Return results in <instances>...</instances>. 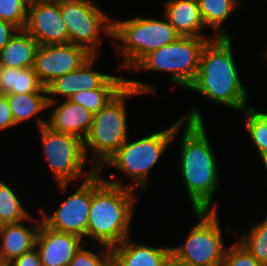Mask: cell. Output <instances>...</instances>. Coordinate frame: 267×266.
<instances>
[{
	"instance_id": "obj_1",
	"label": "cell",
	"mask_w": 267,
	"mask_h": 266,
	"mask_svg": "<svg viewBox=\"0 0 267 266\" xmlns=\"http://www.w3.org/2000/svg\"><path fill=\"white\" fill-rule=\"evenodd\" d=\"M183 130L179 168L194 211L217 210L212 197L219 185L217 159L209 144L202 115L198 109L182 117ZM185 122V123H184Z\"/></svg>"
},
{
	"instance_id": "obj_2",
	"label": "cell",
	"mask_w": 267,
	"mask_h": 266,
	"mask_svg": "<svg viewBox=\"0 0 267 266\" xmlns=\"http://www.w3.org/2000/svg\"><path fill=\"white\" fill-rule=\"evenodd\" d=\"M135 190L109 184L100 172L92 174V198L86 237L112 248L129 237L137 197Z\"/></svg>"
},
{
	"instance_id": "obj_3",
	"label": "cell",
	"mask_w": 267,
	"mask_h": 266,
	"mask_svg": "<svg viewBox=\"0 0 267 266\" xmlns=\"http://www.w3.org/2000/svg\"><path fill=\"white\" fill-rule=\"evenodd\" d=\"M231 37H215L204 47L195 80L187 88L217 104L243 111L248 92L239 79Z\"/></svg>"
},
{
	"instance_id": "obj_4",
	"label": "cell",
	"mask_w": 267,
	"mask_h": 266,
	"mask_svg": "<svg viewBox=\"0 0 267 266\" xmlns=\"http://www.w3.org/2000/svg\"><path fill=\"white\" fill-rule=\"evenodd\" d=\"M148 92H155L151 85L127 79V83L93 115L92 126L83 140V146L86 157L87 151L93 152L95 170L101 173L103 164L129 139L126 98Z\"/></svg>"
},
{
	"instance_id": "obj_5",
	"label": "cell",
	"mask_w": 267,
	"mask_h": 266,
	"mask_svg": "<svg viewBox=\"0 0 267 266\" xmlns=\"http://www.w3.org/2000/svg\"><path fill=\"white\" fill-rule=\"evenodd\" d=\"M183 118L179 119L168 129L155 132L144 138L130 142L128 139L120 146V148L103 164L117 168L119 171L127 174L132 179V184H123L114 180V175H108L103 180L109 184L116 186H124L135 190L146 188L147 176L151 169L159 162L158 160L164 154L174 137H176L179 129L183 126ZM182 125V126H181Z\"/></svg>"
},
{
	"instance_id": "obj_6",
	"label": "cell",
	"mask_w": 267,
	"mask_h": 266,
	"mask_svg": "<svg viewBox=\"0 0 267 266\" xmlns=\"http://www.w3.org/2000/svg\"><path fill=\"white\" fill-rule=\"evenodd\" d=\"M163 18L166 21L139 16L125 21L112 19L111 37L122 42L116 43V50L124 59L119 68L131 70L144 56L180 37L164 14Z\"/></svg>"
},
{
	"instance_id": "obj_7",
	"label": "cell",
	"mask_w": 267,
	"mask_h": 266,
	"mask_svg": "<svg viewBox=\"0 0 267 266\" xmlns=\"http://www.w3.org/2000/svg\"><path fill=\"white\" fill-rule=\"evenodd\" d=\"M212 39L179 37L144 56L131 70L170 72L173 85L188 88L196 78L202 51Z\"/></svg>"
},
{
	"instance_id": "obj_8",
	"label": "cell",
	"mask_w": 267,
	"mask_h": 266,
	"mask_svg": "<svg viewBox=\"0 0 267 266\" xmlns=\"http://www.w3.org/2000/svg\"><path fill=\"white\" fill-rule=\"evenodd\" d=\"M39 129L45 161L62 193L75 179L83 176L87 179L96 171L93 167L87 173L84 171L87 158L79 137L54 131L47 125Z\"/></svg>"
},
{
	"instance_id": "obj_9",
	"label": "cell",
	"mask_w": 267,
	"mask_h": 266,
	"mask_svg": "<svg viewBox=\"0 0 267 266\" xmlns=\"http://www.w3.org/2000/svg\"><path fill=\"white\" fill-rule=\"evenodd\" d=\"M198 223L191 229L183 246L172 247L171 253L187 266H223V246L218 210L194 211Z\"/></svg>"
},
{
	"instance_id": "obj_10",
	"label": "cell",
	"mask_w": 267,
	"mask_h": 266,
	"mask_svg": "<svg viewBox=\"0 0 267 266\" xmlns=\"http://www.w3.org/2000/svg\"><path fill=\"white\" fill-rule=\"evenodd\" d=\"M62 19L68 29L69 43L97 55L101 32L112 36V19L91 0H59Z\"/></svg>"
},
{
	"instance_id": "obj_11",
	"label": "cell",
	"mask_w": 267,
	"mask_h": 266,
	"mask_svg": "<svg viewBox=\"0 0 267 266\" xmlns=\"http://www.w3.org/2000/svg\"><path fill=\"white\" fill-rule=\"evenodd\" d=\"M92 54L72 43L38 45L34 59V72L46 87L55 78L77 70Z\"/></svg>"
},
{
	"instance_id": "obj_12",
	"label": "cell",
	"mask_w": 267,
	"mask_h": 266,
	"mask_svg": "<svg viewBox=\"0 0 267 266\" xmlns=\"http://www.w3.org/2000/svg\"><path fill=\"white\" fill-rule=\"evenodd\" d=\"M92 198V175L84 179L80 187L66 199L52 215L43 214L42 222L56 231L86 237L89 209Z\"/></svg>"
},
{
	"instance_id": "obj_13",
	"label": "cell",
	"mask_w": 267,
	"mask_h": 266,
	"mask_svg": "<svg viewBox=\"0 0 267 266\" xmlns=\"http://www.w3.org/2000/svg\"><path fill=\"white\" fill-rule=\"evenodd\" d=\"M24 29L38 45L69 43L68 29L62 19L59 1L35 0L29 3Z\"/></svg>"
},
{
	"instance_id": "obj_14",
	"label": "cell",
	"mask_w": 267,
	"mask_h": 266,
	"mask_svg": "<svg viewBox=\"0 0 267 266\" xmlns=\"http://www.w3.org/2000/svg\"><path fill=\"white\" fill-rule=\"evenodd\" d=\"M82 241L77 235L56 231L41 222L35 247L38 249L42 266H69L82 247Z\"/></svg>"
},
{
	"instance_id": "obj_15",
	"label": "cell",
	"mask_w": 267,
	"mask_h": 266,
	"mask_svg": "<svg viewBox=\"0 0 267 266\" xmlns=\"http://www.w3.org/2000/svg\"><path fill=\"white\" fill-rule=\"evenodd\" d=\"M97 55H92L77 70L55 78L46 86L48 95V107L52 106L57 100L49 97L50 95H63L69 99L80 90H93L100 88L112 75L103 74L93 70V65Z\"/></svg>"
},
{
	"instance_id": "obj_16",
	"label": "cell",
	"mask_w": 267,
	"mask_h": 266,
	"mask_svg": "<svg viewBox=\"0 0 267 266\" xmlns=\"http://www.w3.org/2000/svg\"><path fill=\"white\" fill-rule=\"evenodd\" d=\"M170 254L171 247L137 244L129 236L111 248V266H162Z\"/></svg>"
},
{
	"instance_id": "obj_17",
	"label": "cell",
	"mask_w": 267,
	"mask_h": 266,
	"mask_svg": "<svg viewBox=\"0 0 267 266\" xmlns=\"http://www.w3.org/2000/svg\"><path fill=\"white\" fill-rule=\"evenodd\" d=\"M47 126L57 132L84 140L92 126L93 114L79 104L66 99L52 110Z\"/></svg>"
},
{
	"instance_id": "obj_18",
	"label": "cell",
	"mask_w": 267,
	"mask_h": 266,
	"mask_svg": "<svg viewBox=\"0 0 267 266\" xmlns=\"http://www.w3.org/2000/svg\"><path fill=\"white\" fill-rule=\"evenodd\" d=\"M42 222L35 219L29 228L22 222L0 226V256L4 264H9L14 259L35 248L36 235ZM22 223V224H21Z\"/></svg>"
},
{
	"instance_id": "obj_19",
	"label": "cell",
	"mask_w": 267,
	"mask_h": 266,
	"mask_svg": "<svg viewBox=\"0 0 267 266\" xmlns=\"http://www.w3.org/2000/svg\"><path fill=\"white\" fill-rule=\"evenodd\" d=\"M164 15L180 37H206L198 0L165 1Z\"/></svg>"
},
{
	"instance_id": "obj_20",
	"label": "cell",
	"mask_w": 267,
	"mask_h": 266,
	"mask_svg": "<svg viewBox=\"0 0 267 266\" xmlns=\"http://www.w3.org/2000/svg\"><path fill=\"white\" fill-rule=\"evenodd\" d=\"M37 48L36 40L25 29H18L0 51V65L14 68L33 67Z\"/></svg>"
},
{
	"instance_id": "obj_21",
	"label": "cell",
	"mask_w": 267,
	"mask_h": 266,
	"mask_svg": "<svg viewBox=\"0 0 267 266\" xmlns=\"http://www.w3.org/2000/svg\"><path fill=\"white\" fill-rule=\"evenodd\" d=\"M47 93L33 67L14 68L0 65V94Z\"/></svg>"
},
{
	"instance_id": "obj_22",
	"label": "cell",
	"mask_w": 267,
	"mask_h": 266,
	"mask_svg": "<svg viewBox=\"0 0 267 266\" xmlns=\"http://www.w3.org/2000/svg\"><path fill=\"white\" fill-rule=\"evenodd\" d=\"M7 99L15 125L32 117L36 118L39 128L47 124L38 114L48 108L47 93L7 94Z\"/></svg>"
},
{
	"instance_id": "obj_23",
	"label": "cell",
	"mask_w": 267,
	"mask_h": 266,
	"mask_svg": "<svg viewBox=\"0 0 267 266\" xmlns=\"http://www.w3.org/2000/svg\"><path fill=\"white\" fill-rule=\"evenodd\" d=\"M126 83L127 79L113 75L100 88L80 90L69 100L95 115Z\"/></svg>"
},
{
	"instance_id": "obj_24",
	"label": "cell",
	"mask_w": 267,
	"mask_h": 266,
	"mask_svg": "<svg viewBox=\"0 0 267 266\" xmlns=\"http://www.w3.org/2000/svg\"><path fill=\"white\" fill-rule=\"evenodd\" d=\"M240 2L239 0H198L200 16L205 27L220 29L215 37H230L225 29H221V25L228 20L231 12L238 8Z\"/></svg>"
},
{
	"instance_id": "obj_25",
	"label": "cell",
	"mask_w": 267,
	"mask_h": 266,
	"mask_svg": "<svg viewBox=\"0 0 267 266\" xmlns=\"http://www.w3.org/2000/svg\"><path fill=\"white\" fill-rule=\"evenodd\" d=\"M19 199L7 184L0 181V226L22 221H35Z\"/></svg>"
},
{
	"instance_id": "obj_26",
	"label": "cell",
	"mask_w": 267,
	"mask_h": 266,
	"mask_svg": "<svg viewBox=\"0 0 267 266\" xmlns=\"http://www.w3.org/2000/svg\"><path fill=\"white\" fill-rule=\"evenodd\" d=\"M243 111H246L244 127L261 157L267 154V113L259 112L253 107H247Z\"/></svg>"
},
{
	"instance_id": "obj_27",
	"label": "cell",
	"mask_w": 267,
	"mask_h": 266,
	"mask_svg": "<svg viewBox=\"0 0 267 266\" xmlns=\"http://www.w3.org/2000/svg\"><path fill=\"white\" fill-rule=\"evenodd\" d=\"M246 235L239 241L246 247L251 255L262 265L267 266V218L262 222H255Z\"/></svg>"
},
{
	"instance_id": "obj_28",
	"label": "cell",
	"mask_w": 267,
	"mask_h": 266,
	"mask_svg": "<svg viewBox=\"0 0 267 266\" xmlns=\"http://www.w3.org/2000/svg\"><path fill=\"white\" fill-rule=\"evenodd\" d=\"M28 4L26 0H0V19L12 23L18 29H24Z\"/></svg>"
},
{
	"instance_id": "obj_29",
	"label": "cell",
	"mask_w": 267,
	"mask_h": 266,
	"mask_svg": "<svg viewBox=\"0 0 267 266\" xmlns=\"http://www.w3.org/2000/svg\"><path fill=\"white\" fill-rule=\"evenodd\" d=\"M101 253L81 247L69 266H111V248L102 245Z\"/></svg>"
},
{
	"instance_id": "obj_30",
	"label": "cell",
	"mask_w": 267,
	"mask_h": 266,
	"mask_svg": "<svg viewBox=\"0 0 267 266\" xmlns=\"http://www.w3.org/2000/svg\"><path fill=\"white\" fill-rule=\"evenodd\" d=\"M223 266H264L258 262L238 240L225 252Z\"/></svg>"
},
{
	"instance_id": "obj_31",
	"label": "cell",
	"mask_w": 267,
	"mask_h": 266,
	"mask_svg": "<svg viewBox=\"0 0 267 266\" xmlns=\"http://www.w3.org/2000/svg\"><path fill=\"white\" fill-rule=\"evenodd\" d=\"M15 125L7 95L0 94V131Z\"/></svg>"
},
{
	"instance_id": "obj_32",
	"label": "cell",
	"mask_w": 267,
	"mask_h": 266,
	"mask_svg": "<svg viewBox=\"0 0 267 266\" xmlns=\"http://www.w3.org/2000/svg\"><path fill=\"white\" fill-rule=\"evenodd\" d=\"M10 266H42L38 250L33 248L9 263Z\"/></svg>"
},
{
	"instance_id": "obj_33",
	"label": "cell",
	"mask_w": 267,
	"mask_h": 266,
	"mask_svg": "<svg viewBox=\"0 0 267 266\" xmlns=\"http://www.w3.org/2000/svg\"><path fill=\"white\" fill-rule=\"evenodd\" d=\"M18 28L10 22L0 19V51L9 42Z\"/></svg>"
},
{
	"instance_id": "obj_34",
	"label": "cell",
	"mask_w": 267,
	"mask_h": 266,
	"mask_svg": "<svg viewBox=\"0 0 267 266\" xmlns=\"http://www.w3.org/2000/svg\"><path fill=\"white\" fill-rule=\"evenodd\" d=\"M162 266H187L184 262L178 260L172 253L166 258Z\"/></svg>"
},
{
	"instance_id": "obj_35",
	"label": "cell",
	"mask_w": 267,
	"mask_h": 266,
	"mask_svg": "<svg viewBox=\"0 0 267 266\" xmlns=\"http://www.w3.org/2000/svg\"><path fill=\"white\" fill-rule=\"evenodd\" d=\"M261 161L263 162L265 169L267 171V154H264L260 157ZM267 173V172H266Z\"/></svg>"
},
{
	"instance_id": "obj_36",
	"label": "cell",
	"mask_w": 267,
	"mask_h": 266,
	"mask_svg": "<svg viewBox=\"0 0 267 266\" xmlns=\"http://www.w3.org/2000/svg\"><path fill=\"white\" fill-rule=\"evenodd\" d=\"M264 58L267 60V48H266V51H265V57Z\"/></svg>"
},
{
	"instance_id": "obj_37",
	"label": "cell",
	"mask_w": 267,
	"mask_h": 266,
	"mask_svg": "<svg viewBox=\"0 0 267 266\" xmlns=\"http://www.w3.org/2000/svg\"><path fill=\"white\" fill-rule=\"evenodd\" d=\"M3 264L4 263H3L2 259H1V256H0V266L3 265Z\"/></svg>"
},
{
	"instance_id": "obj_38",
	"label": "cell",
	"mask_w": 267,
	"mask_h": 266,
	"mask_svg": "<svg viewBox=\"0 0 267 266\" xmlns=\"http://www.w3.org/2000/svg\"><path fill=\"white\" fill-rule=\"evenodd\" d=\"M28 3H32L33 1H35V0H26Z\"/></svg>"
}]
</instances>
